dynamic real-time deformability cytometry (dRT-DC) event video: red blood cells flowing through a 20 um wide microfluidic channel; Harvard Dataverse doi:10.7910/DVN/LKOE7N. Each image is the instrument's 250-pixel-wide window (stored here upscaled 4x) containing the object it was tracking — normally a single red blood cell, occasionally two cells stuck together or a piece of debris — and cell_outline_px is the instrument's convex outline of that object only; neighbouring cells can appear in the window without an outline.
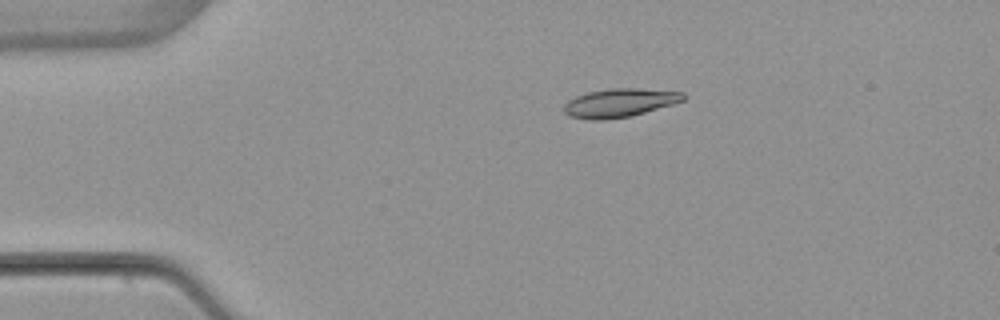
{"species": "common noctule bat (a hibernating species)", "species_latin": "Nyctalus noctula", "temperature_condition": "warm", "stored_images_in_passage": 5, "camera_frame_rate_fps": 3000, "um_per_image_px": 0.085, "animal": {"sex": "female", "body_mass_g": 22.7, "forearm_length_mm": 54.2}, "frame": {"image": 1, "passage_image": 4, "time_ms": 3.333, "image_size_px": [1000, 320], "cell_outline_px": [[688, 96], [684, 100], [672, 104], [632, 116], [604, 120], [588, 120], [568, 116], [564, 112], [564, 104], [568, 100], [576, 96], [588, 92], [612, 88], [636, 88], [684, 92]], "centroid_in_image_um": [52.66, 8.75], "position_along_channel_um": 32.3, "area_um2": 20.0}}